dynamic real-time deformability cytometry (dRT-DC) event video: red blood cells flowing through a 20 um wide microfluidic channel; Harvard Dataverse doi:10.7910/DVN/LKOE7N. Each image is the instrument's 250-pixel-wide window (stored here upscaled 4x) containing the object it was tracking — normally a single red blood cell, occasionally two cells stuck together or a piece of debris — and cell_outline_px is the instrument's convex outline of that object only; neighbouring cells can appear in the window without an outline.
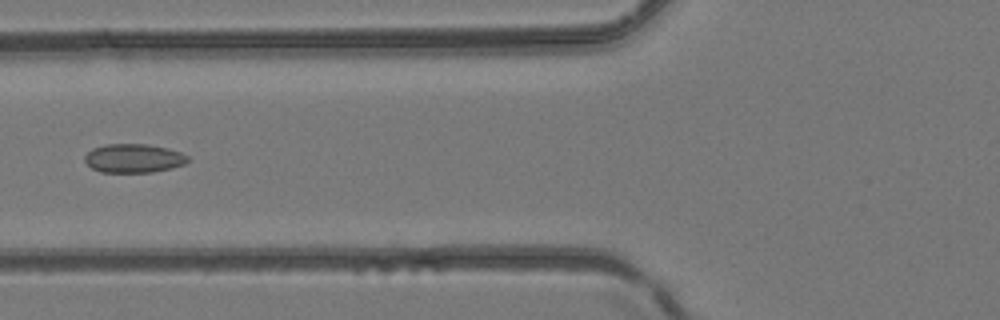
{"species": "common noctule bat (a hibernating species)", "species_latin": "Nyctalus noctula", "temperature_condition": "room temperature", "stored_images_in_passage": 5, "camera_frame_rate_fps": 3000, "um_per_image_px": 0.085, "animal": {"sex": "female", "body_mass_g": 24.6, "forearm_length_mm": 56.2}, "frame": {"image": 1, "passage_image": 5, "time_ms": 1.333, "image_size_px": [1000, 320], "cell_outline_px": [[188, 160], [184, 164], [172, 168], [152, 172], [100, 172], [92, 168], [84, 160], [84, 156], [92, 148], [104, 144], [148, 144], [168, 148], [180, 152], [188, 156]], "centroid_in_image_um": [11.35, 13.45], "position_along_channel_um": 114.5, "area_um2": 17.34}}